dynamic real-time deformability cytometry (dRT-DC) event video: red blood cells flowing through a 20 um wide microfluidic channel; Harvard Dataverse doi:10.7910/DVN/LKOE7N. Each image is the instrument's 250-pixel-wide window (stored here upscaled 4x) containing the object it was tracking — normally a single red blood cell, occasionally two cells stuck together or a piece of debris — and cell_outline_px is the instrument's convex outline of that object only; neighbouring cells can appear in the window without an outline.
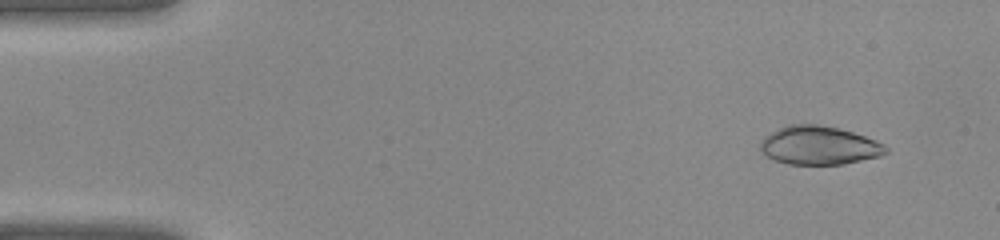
{"species": "common noctule bat (a hibernating species)", "species_latin": "Nyctalus noctula", "temperature_condition": "warm", "stored_images_in_passage": 37, "camera_frame_rate_fps": 3000, "um_per_image_px": 0.085, "animal": {"sex": "female", "body_mass_g": 22.0, "forearm_length_mm": 56.7}, "frame": {"image": 1, "passage_image": 1, "time_ms": 0.0, "image_size_px": [1000, 240], "cell_outline_px": [[888, 152], [880, 156], [844, 164], [788, 164], [776, 160], [768, 156], [760, 148], [760, 144], [764, 136], [788, 124], [816, 124], [836, 128], [852, 132], [876, 140], [884, 144], [888, 148]], "centroid_in_image_um": [69.64, 12.36], "position_along_channel_um": 15.4, "area_um2": 27.92}}
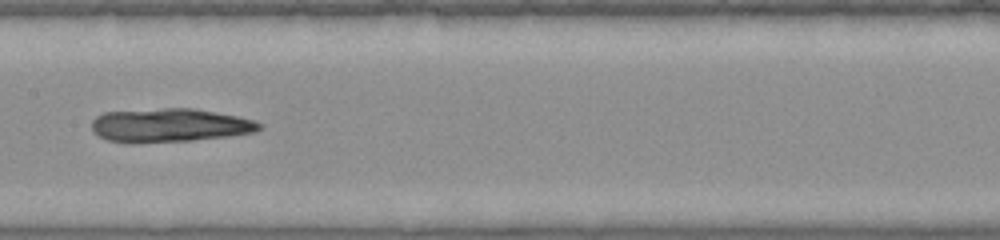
{"frame": {"image": 2, "passage_image": 18, "time_ms": 5.667, "image_size_px": [1000, 240], "cell_outline_px": [[264, 124], [256, 132], [228, 136], [192, 140], [128, 144], [108, 140], [96, 136], [92, 128], [92, 120], [96, 116], [104, 112], [164, 108], [192, 108], [236, 116], [252, 120]], "centroid_in_image_um": [14.36, 10.66], "position_along_channel_um": 193.0, "area_um2": 33.0}}
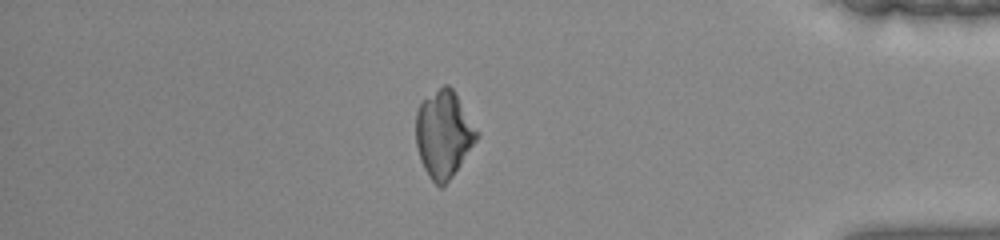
{"frame": {"image": 3, "passage_image": 32, "time_ms": 10.333, "image_size_px": [1000, 240], "cell_outline_px": [[480, 136], [444, 188], [440, 188], [428, 176], [420, 160], [416, 144], [416, 112], [420, 104], [424, 100], [444, 84], [448, 84], [456, 92], [480, 132]], "centroid_in_image_um": [37.74, 11.41], "position_along_channel_um": 397.5, "area_um2": 31.15}}